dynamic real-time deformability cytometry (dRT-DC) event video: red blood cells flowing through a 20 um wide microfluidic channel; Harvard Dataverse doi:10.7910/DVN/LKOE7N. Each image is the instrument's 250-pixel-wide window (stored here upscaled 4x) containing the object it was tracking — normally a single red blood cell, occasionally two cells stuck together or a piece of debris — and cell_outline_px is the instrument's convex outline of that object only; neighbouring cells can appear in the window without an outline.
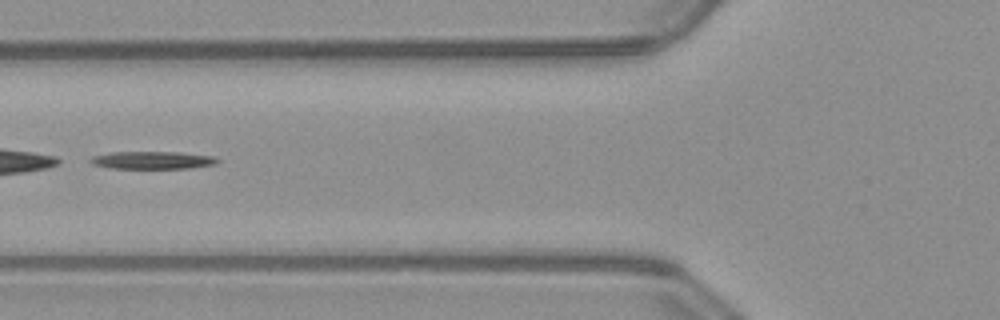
{"species": "common noctule bat (a hibernating species)", "species_latin": "Nyctalus noctula", "temperature_condition": "warm", "stored_images_in_passage": 48, "segment_of_instrument_passage": [2, 2], "camera_frame_rate_fps": 3000, "um_per_image_px": 0.085, "animal": {"sex": "male", "body_mass_g": 23.1, "forearm_length_mm": 52.7}, "frame": {"image": 1, "passage_image": 20, "time_ms": 6.333, "image_size_px": [1000, 320], "cell_outline_px": [[220, 160], [216, 164], [192, 168], [108, 168], [92, 164], [88, 160], [92, 156], [112, 152], [180, 152], [216, 156]], "centroid_in_image_um": [12.99, 13.61], "position_along_channel_um": 112.8, "area_um2": 13.18}}
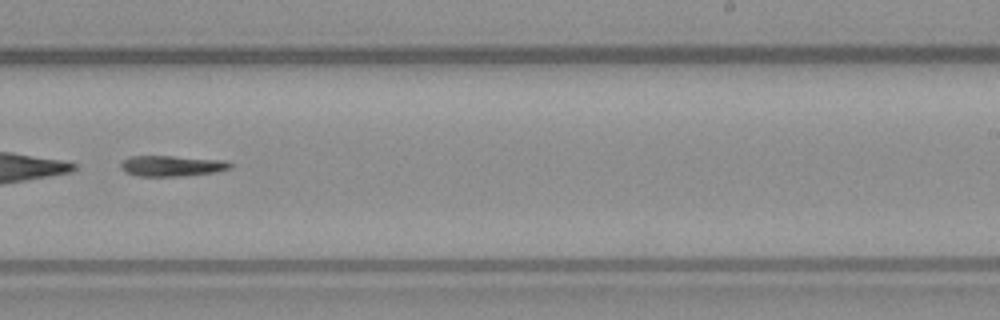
{"frame": {"image": 2, "passage_image": 32, "time_ms": 10.333, "image_size_px": [1000, 320], "cell_outline_px": [[232, 168], [216, 172], [180, 176], [136, 176], [124, 172], [120, 168], [120, 164], [124, 160], [132, 156], [172, 156], [224, 160], [232, 164]], "centroid_in_image_um": [14.59, 14.1], "position_along_channel_um": 274.4, "area_um2": 13.24}}
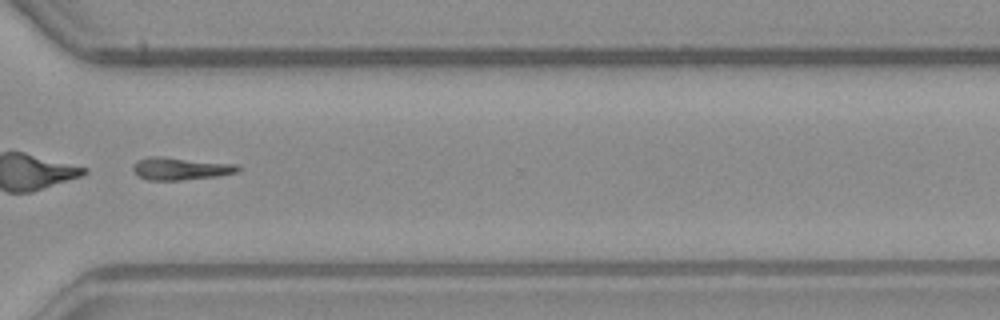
{"frame": {"image": 3, "passage_image": 38, "time_ms": 12.333, "image_size_px": [1000, 320], "cell_outline_px": [[240, 168], [236, 172], [216, 176], [180, 180], [148, 180], [136, 176], [132, 168], [136, 160], [148, 156], [164, 156], [236, 164]], "centroid_in_image_um": [15.26, 14.32], "position_along_channel_um": 355.3, "area_um2": 13.87}}